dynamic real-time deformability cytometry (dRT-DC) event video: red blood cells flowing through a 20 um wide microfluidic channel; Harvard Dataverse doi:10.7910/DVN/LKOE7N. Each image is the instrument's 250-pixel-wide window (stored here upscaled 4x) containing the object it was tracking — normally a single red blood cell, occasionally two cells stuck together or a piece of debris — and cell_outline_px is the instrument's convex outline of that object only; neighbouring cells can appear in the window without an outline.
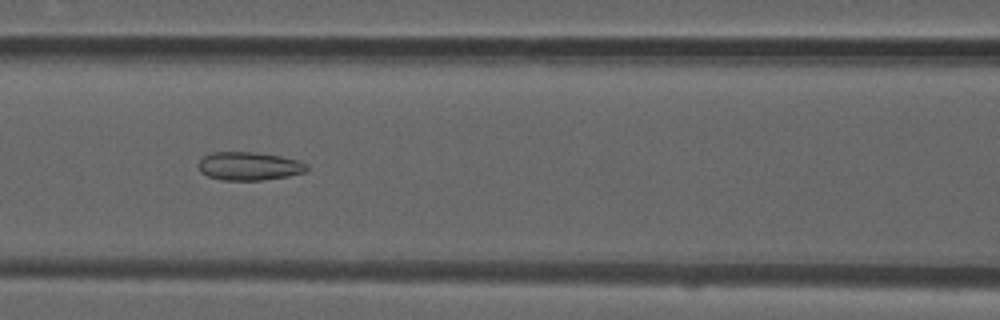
{"species": "common noctule bat (a hibernating species)", "species_latin": "Nyctalus noctula", "temperature_condition": "room temperature", "stored_images_in_passage": 54, "camera_frame_rate_fps": 3000, "um_per_image_px": 0.085, "animal": {"sex": "male", "forearm_length_mm": 52.5}, "frame": {"image": 1, "passage_image": 23, "time_ms": 7.333, "image_size_px": [1000, 320], "cell_outline_px": [[308, 168], [304, 172], [288, 176], [260, 180], [224, 180], [208, 176], [200, 172], [196, 164], [204, 156], [212, 152], [252, 152], [280, 156], [296, 160], [308, 164]], "centroid_in_image_um": [21.13, 14.12], "position_along_channel_um": 145.5, "area_um2": 17.8}}
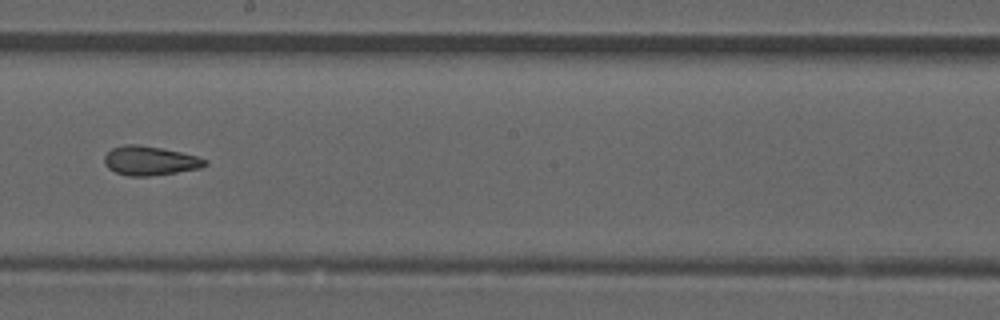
{"frame": {"image": 2, "passage_image": 30, "time_ms": 9.667, "image_size_px": [1000, 320], "cell_outline_px": [[208, 164], [200, 168], [176, 172], [148, 176], [128, 176], [116, 172], [108, 168], [104, 164], [104, 156], [112, 148], [124, 144], [136, 144], [160, 148], [180, 152], [196, 156], [208, 160]], "centroid_in_image_um": [12.73, 13.66], "position_along_channel_um": 235.5, "area_um2": 16.99}}
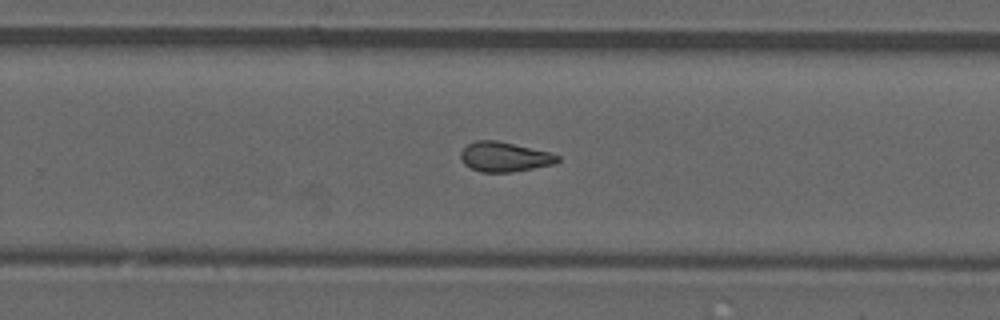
{"frame": {"image": 3, "passage_image": 34, "time_ms": 11.0, "image_size_px": [1000, 320], "cell_outline_px": [[560, 160], [556, 164], [512, 172], [480, 172], [464, 164], [460, 156], [460, 152], [468, 144], [476, 140], [496, 140], [548, 152], [560, 156]], "centroid_in_image_um": [42.88, 13.34], "position_along_channel_um": 286.9, "area_um2": 16.7}, "authors_computed_cell_mechanics": {"area_um2": 17.1666, "velocity_mm_per_s": 3.8679, "shape_relaxation_time_tau1_ms": null, "shape_relaxation_time_tau2_ms": 2.1085, "deformation_change_tau1": null, "deformation_change_tau2": 0.0995}}